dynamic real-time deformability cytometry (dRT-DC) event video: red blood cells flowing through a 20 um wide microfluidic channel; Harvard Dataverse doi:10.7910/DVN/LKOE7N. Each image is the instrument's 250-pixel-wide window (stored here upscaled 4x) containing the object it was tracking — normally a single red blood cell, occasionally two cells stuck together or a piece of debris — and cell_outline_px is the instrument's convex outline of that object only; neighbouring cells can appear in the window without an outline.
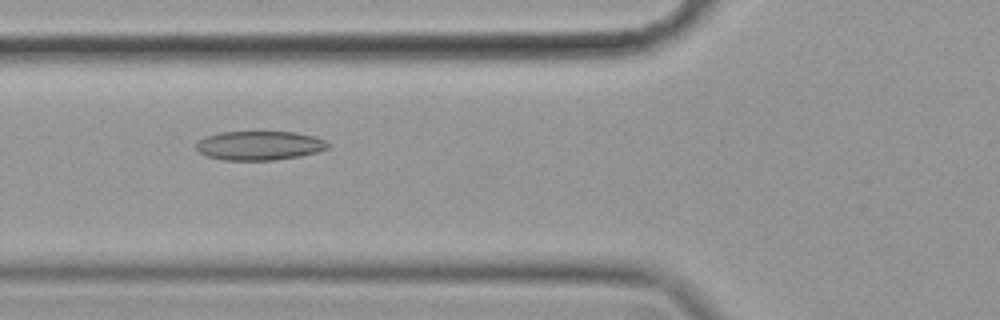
{"species": "common noctule bat (a hibernating species)", "species_latin": "Nyctalus noctula", "temperature_condition": "cold", "stored_images_in_passage": 57, "camera_frame_rate_fps": 3000, "um_per_image_px": 0.085, "animal": {"sex": "female", "body_mass_g": 19.9}, "frame": {"image": 1, "passage_image": 21, "time_ms": 6.667, "image_size_px": [1000, 320], "cell_outline_px": [[328, 148], [316, 152], [300, 156], [276, 160], [224, 160], [208, 156], [200, 152], [196, 148], [196, 144], [204, 136], [220, 132], [296, 132], [316, 136], [324, 140], [328, 144]], "centroid_in_image_um": [22.05, 12.37], "position_along_channel_um": 103.7, "area_um2": 22.31}}
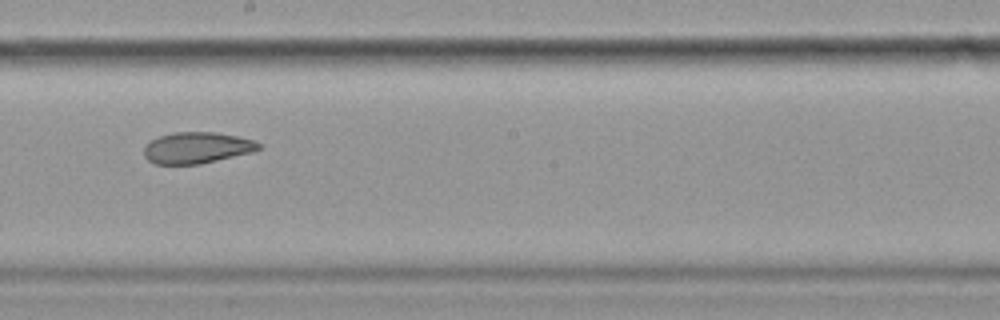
{"frame": {"image": 2, "passage_image": 32, "time_ms": 10.333, "image_size_px": [1000, 320], "cell_outline_px": [[260, 148], [252, 152], [200, 164], [156, 164], [148, 160], [144, 156], [144, 148], [152, 140], [160, 136], [172, 132], [216, 132], [256, 140], [260, 144]], "centroid_in_image_um": [16.74, 12.56], "position_along_channel_um": 231.5, "area_um2": 20.81}}
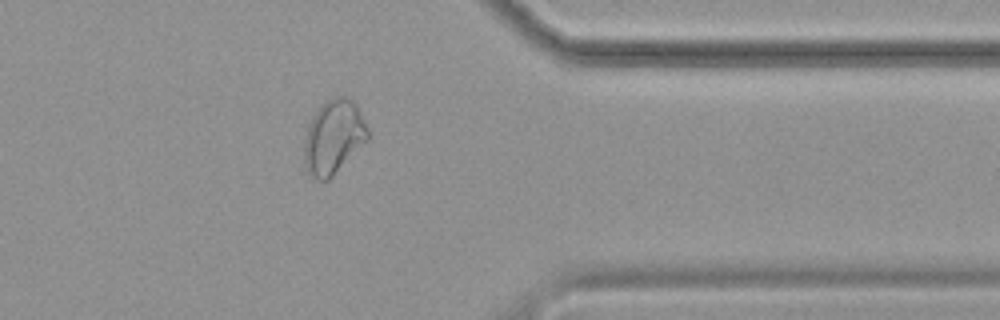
{"frame": {"image": 3, "passage_image": 46, "time_ms": 15.0, "image_size_px": [1000, 320], "cell_outline_px": [[368, 140], [328, 180], [316, 180], [304, 168], [304, 136], [308, 124], [312, 116], [332, 96], [344, 96], [352, 100], [356, 104], [368, 128]], "centroid_in_image_um": [28.34, 11.65], "position_along_channel_um": 383.1, "area_um2": 27.4}, "authors_computed_cell_mechanics": {"area_um2": 25.143, "velocity_mm_per_s": 3.4883, "shape_relaxation_time_tau1_ms": null, "shape_relaxation_time_tau2_ms": 3.6366, "deformation_change_tau1": null, "deformation_change_tau2": 0.0957}}